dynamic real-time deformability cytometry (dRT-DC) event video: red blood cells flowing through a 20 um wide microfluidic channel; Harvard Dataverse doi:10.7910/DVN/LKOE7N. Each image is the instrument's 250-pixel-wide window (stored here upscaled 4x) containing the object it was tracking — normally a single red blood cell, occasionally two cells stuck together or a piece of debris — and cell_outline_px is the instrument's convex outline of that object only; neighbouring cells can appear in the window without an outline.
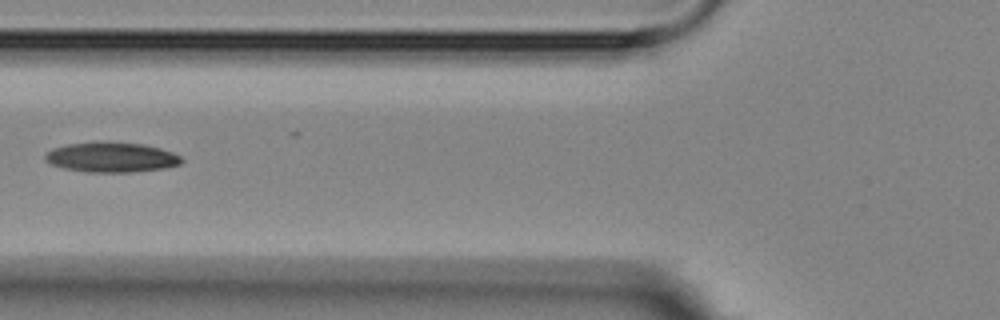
{"species": "Egyptian fruit bat (a non-hibernating species)", "species_latin": "Rousettus aegyptiacus", "temperature_condition": "room temperature", "stored_images_in_passage": 14, "camera_frame_rate_fps": 3000, "um_per_image_px": 0.085, "animal": {"sex": "female"}, "frame": {"image": 1, "passage_image": 5, "time_ms": 6.0, "image_size_px": [1000, 320], "cell_outline_px": [[184, 160], [180, 164], [164, 168], [132, 172], [84, 172], [64, 168], [52, 164], [44, 160], [44, 156], [52, 148], [68, 144], [144, 144], [160, 148], [172, 152], [180, 156]], "centroid_in_image_um": [9.49, 13.41], "position_along_channel_um": 116.3, "area_um2": 23.06}}
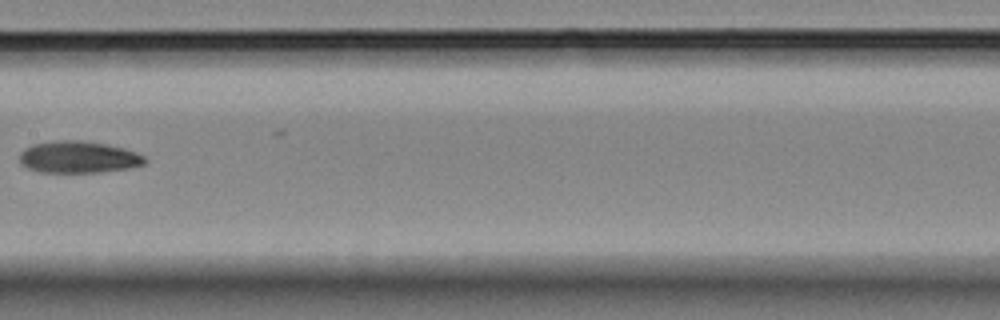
{"frame": {"image": 2, "passage_image": 7, "time_ms": 8.333, "image_size_px": [1000, 320], "cell_outline_px": [[148, 160], [144, 164], [128, 168], [96, 172], [40, 172], [28, 168], [20, 164], [20, 152], [24, 148], [32, 144], [56, 140], [84, 140], [108, 144], [124, 148], [136, 152], [144, 156]], "centroid_in_image_um": [6.65, 13.34], "position_along_channel_um": 200.7, "area_um2": 23.41}}
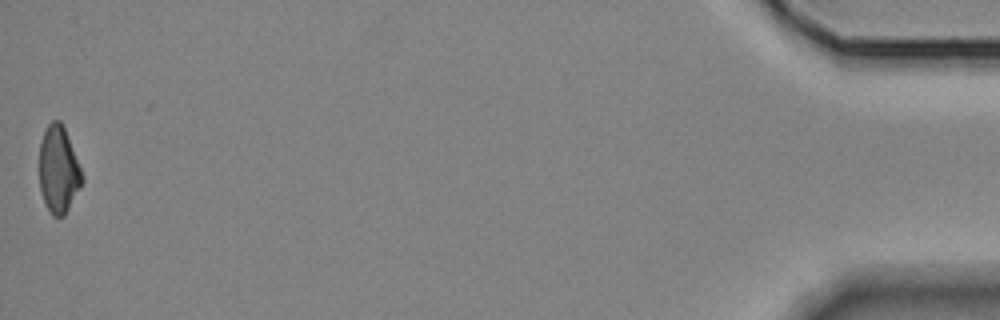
{"frame": {"image": 3, "passage_image": 14, "time_ms": 17.333, "image_size_px": [1000, 320], "cell_outline_px": [[84, 180], [64, 216], [52, 216], [44, 204], [40, 188], [40, 140], [48, 124], [52, 120], [60, 120], [64, 128], [84, 176]], "centroid_in_image_um": [4.97, 14.44], "position_along_channel_um": 430.2, "area_um2": 21.5}}